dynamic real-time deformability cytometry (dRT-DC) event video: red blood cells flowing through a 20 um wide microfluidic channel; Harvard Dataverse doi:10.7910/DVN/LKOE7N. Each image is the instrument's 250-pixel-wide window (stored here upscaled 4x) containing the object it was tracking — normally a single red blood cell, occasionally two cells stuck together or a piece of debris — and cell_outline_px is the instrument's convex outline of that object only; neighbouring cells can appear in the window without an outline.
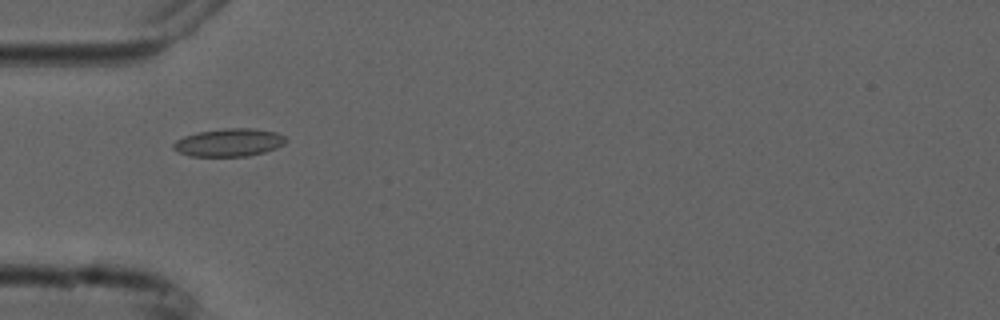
{"species": "common noctule bat (a hibernating species)", "species_latin": "Nyctalus noctula", "temperature_condition": "cold", "stored_images_in_passage": 7, "camera_frame_rate_fps": 3000, "um_per_image_px": 0.085, "animal": {"sex": "male", "forearm_length_mm": 52.5}, "frame": {"image": 1, "passage_image": 5, "time_ms": 4.667, "image_size_px": [1000, 320], "cell_outline_px": [[288, 140], [284, 144], [276, 148], [264, 152], [248, 156], [188, 156], [172, 148], [172, 144], [176, 140], [184, 136], [196, 132], [224, 128], [256, 128], [276, 132], [288, 136]], "centroid_in_image_um": [19.5, 12.1], "position_along_channel_um": 65.5, "area_um2": 18.55}}
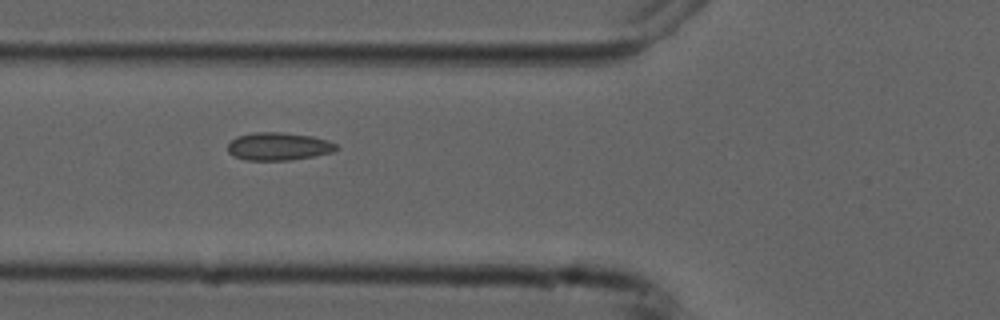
{"frame": {"image": 2, "passage_image": 6, "time_ms": 5.667, "image_size_px": [1000, 320], "cell_outline_px": [[340, 148], [332, 152], [312, 156], [288, 160], [244, 160], [232, 156], [228, 152], [228, 144], [236, 136], [256, 132], [284, 132], [312, 136], [328, 140], [336, 144]], "centroid_in_image_um": [23.66, 12.44], "position_along_channel_um": 102.1, "area_um2": 17.69}}
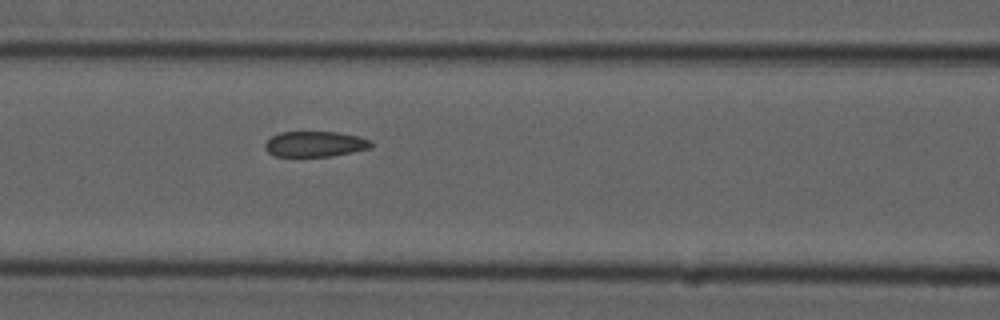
{"frame": {"image": 3, "passage_image": 7, "time_ms": 6.667, "image_size_px": [1000, 320], "cell_outline_px": [[372, 148], [332, 156], [276, 156], [268, 152], [264, 148], [264, 144], [272, 136], [280, 132], [336, 132], [356, 136], [372, 140]], "centroid_in_image_um": [26.78, 12.24], "position_along_channel_um": 139.8, "area_um2": 15.72}}